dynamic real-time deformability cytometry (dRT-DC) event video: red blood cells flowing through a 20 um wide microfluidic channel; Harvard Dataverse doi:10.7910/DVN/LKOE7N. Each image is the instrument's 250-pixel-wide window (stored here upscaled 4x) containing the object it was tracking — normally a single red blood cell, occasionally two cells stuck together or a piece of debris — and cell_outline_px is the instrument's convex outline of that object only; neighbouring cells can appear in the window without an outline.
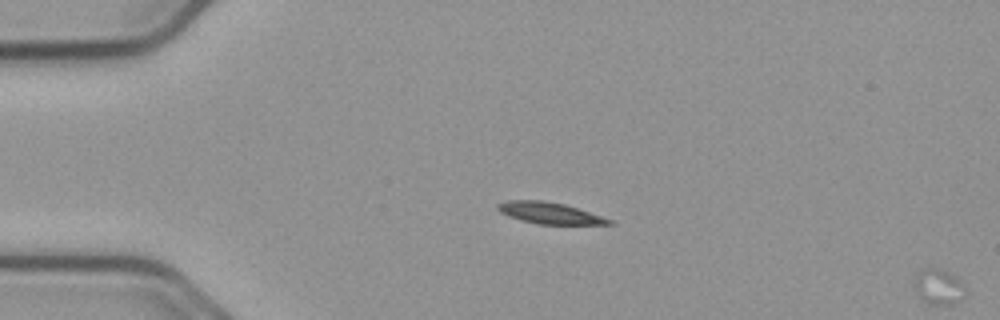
{"species": "common noctule bat (a hibernating species)", "species_latin": "Nyctalus noctula", "temperature_condition": "cold", "stored_images_in_passage": 13, "segment_of_instrument_passage": [2, 2], "camera_frame_rate_fps": 3000, "um_per_image_px": 0.085, "animal": {"sex": "male", "body_mass_g": 23.1, "forearm_length_mm": 52.7}, "frame": {"image": 1, "passage_image": 13, "time_ms": 4.0, "image_size_px": [1000, 320], "cell_outline_px": [[968, 296], [952, 304], [928, 304], [916, 292], [912, 284], [920, 272], [928, 268], [940, 268], [956, 276], [960, 280]], "centroid_in_image_um": [79.82, 24.39], "position_along_channel_um": 5.2, "area_um2": 10.52}}